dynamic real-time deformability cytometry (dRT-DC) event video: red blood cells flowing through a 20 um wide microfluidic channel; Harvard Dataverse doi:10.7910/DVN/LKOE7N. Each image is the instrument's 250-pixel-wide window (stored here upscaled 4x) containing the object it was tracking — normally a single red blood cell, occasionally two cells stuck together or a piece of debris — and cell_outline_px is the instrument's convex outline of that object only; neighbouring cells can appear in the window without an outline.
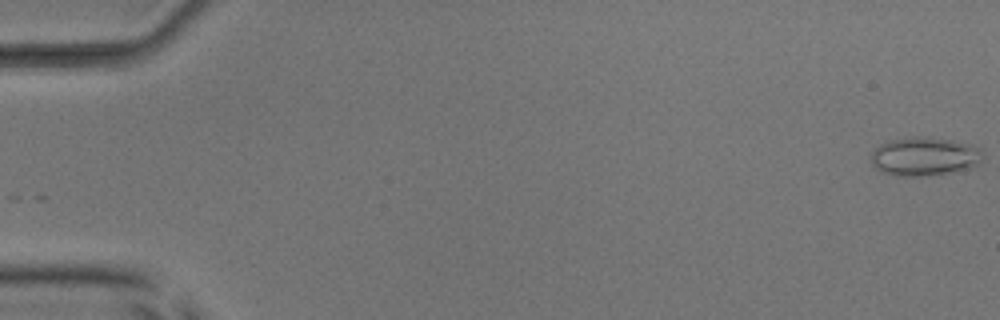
{"species": "common noctule bat (a hibernating species)", "species_latin": "Nyctalus noctula", "temperature_condition": "room temperature", "stored_images_in_passage": 52, "camera_frame_rate_fps": 3000, "um_per_image_px": 0.085, "animal": {"sex": "male", "body_mass_g": 17.9, "forearm_length_mm": 54.2}, "frame": {"image": 1, "passage_image": 1, "time_ms": 0.0, "image_size_px": [1000, 320], "cell_outline_px": [[984, 156], [972, 168], [920, 176], [900, 176], [884, 172], [876, 168], [872, 164], [872, 152], [880, 144], [892, 140], [916, 136], [924, 136], [952, 140], [972, 144], [980, 148], [984, 152]], "centroid_in_image_um": [78.61, 13.28], "position_along_channel_um": 6.4, "area_um2": 24.97}}
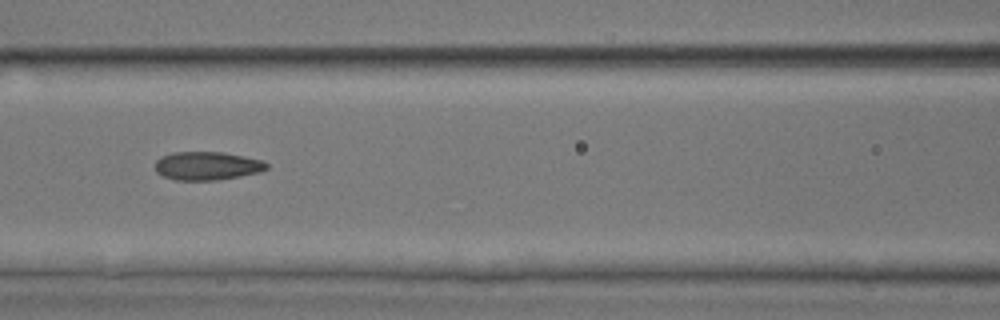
{"frame": {"image": 2, "passage_image": 24, "time_ms": 7.667, "image_size_px": [1000, 320], "cell_outline_px": [[268, 168], [260, 172], [240, 176], [216, 180], [176, 180], [164, 176], [156, 172], [156, 160], [160, 156], [172, 152], [224, 152], [264, 160], [268, 164]], "centroid_in_image_um": [17.62, 14.09], "position_along_channel_um": 149.0, "area_um2": 18.55}}
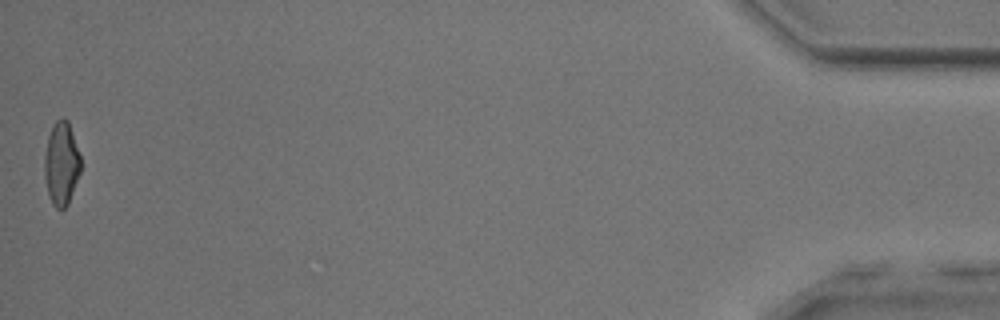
{"frame": {"image": 3, "passage_image": 52, "time_ms": 17.0, "image_size_px": [1000, 320], "cell_outline_px": [[80, 172], [68, 204], [64, 208], [56, 208], [52, 204], [48, 196], [44, 176], [44, 156], [48, 136], [52, 124], [60, 116], [64, 116], [68, 120], [80, 156]], "centroid_in_image_um": [5.19, 13.87], "position_along_channel_um": 430.0, "area_um2": 17.74}, "authors_computed_cell_mechanics": {"area_um2": 18.6694, "velocity_mm_per_s": 4.0209, "shape_relaxation_time_tau1_ms": null, "shape_relaxation_time_tau2_ms": 1.6709, "deformation_change_tau1": null, "deformation_change_tau2": 0.0923}}